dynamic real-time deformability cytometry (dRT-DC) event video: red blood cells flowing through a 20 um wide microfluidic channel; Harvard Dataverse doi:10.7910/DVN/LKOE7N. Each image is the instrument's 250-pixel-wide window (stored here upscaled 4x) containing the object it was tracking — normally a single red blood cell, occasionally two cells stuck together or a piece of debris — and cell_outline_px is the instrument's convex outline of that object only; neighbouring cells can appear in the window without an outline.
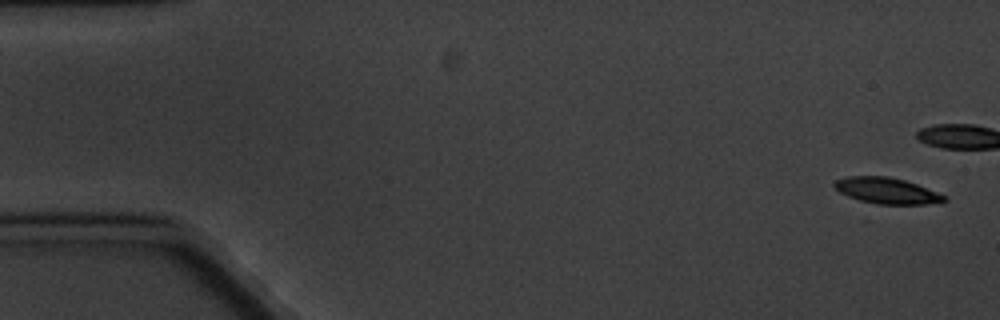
{"species": "common noctule bat (a hibernating species)", "species_latin": "Nyctalus noctula", "temperature_condition": "cold", "stored_images_in_passage": 9, "camera_frame_rate_fps": 3000, "um_per_image_px": 0.085, "animal": {"sex": "male", "body_mass_g": 20.1, "forearm_length_mm": 53.5}, "frame": {"image": 1, "passage_image": 1, "time_ms": 0.0, "image_size_px": [1000, 320], "cell_outline_px": [[948, 200], [924, 204], [876, 204], [860, 200], [848, 196], [840, 192], [832, 184], [836, 180], [848, 176], [888, 176], [904, 180], [916, 184], [948, 196]], "centroid_in_image_um": [75.38, 16.2], "position_along_channel_um": 9.6, "area_um2": 16.53}}